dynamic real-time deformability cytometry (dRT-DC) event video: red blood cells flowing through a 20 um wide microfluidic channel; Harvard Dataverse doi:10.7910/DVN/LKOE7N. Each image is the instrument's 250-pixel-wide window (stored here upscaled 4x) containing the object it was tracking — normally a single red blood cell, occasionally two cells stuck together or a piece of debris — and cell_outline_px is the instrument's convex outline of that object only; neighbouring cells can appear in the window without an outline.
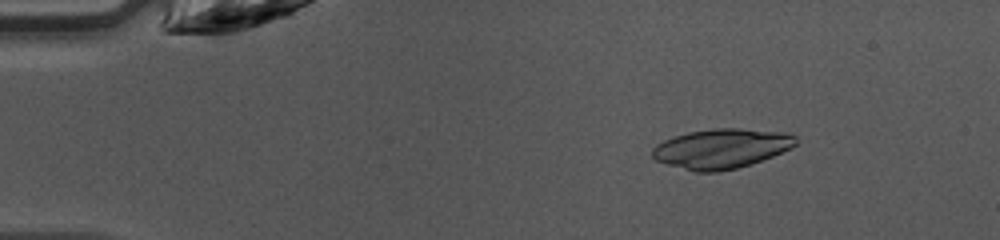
{"species": "common noctule bat (a hibernating species)", "species_latin": "Nyctalus noctula", "temperature_condition": "warm", "stored_images_in_passage": 46, "camera_frame_rate_fps": 3000, "um_per_image_px": 0.085, "animal": {"sex": "female", "body_mass_g": 10.0, "forearm_length_mm": 53.1}, "frame": {"image": 1, "passage_image": 7, "time_ms": 2.0, "image_size_px": [1000, 240], "cell_outline_px": [[796, 144], [792, 148], [752, 164], [736, 168], [716, 172], [696, 172], [668, 164], [656, 160], [652, 156], [652, 148], [656, 144], [664, 140], [688, 132], [712, 128], [740, 128], [788, 132], [796, 136]], "centroid_in_image_um": [61.35, 12.62], "position_along_channel_um": 23.7, "area_um2": 33.23}}